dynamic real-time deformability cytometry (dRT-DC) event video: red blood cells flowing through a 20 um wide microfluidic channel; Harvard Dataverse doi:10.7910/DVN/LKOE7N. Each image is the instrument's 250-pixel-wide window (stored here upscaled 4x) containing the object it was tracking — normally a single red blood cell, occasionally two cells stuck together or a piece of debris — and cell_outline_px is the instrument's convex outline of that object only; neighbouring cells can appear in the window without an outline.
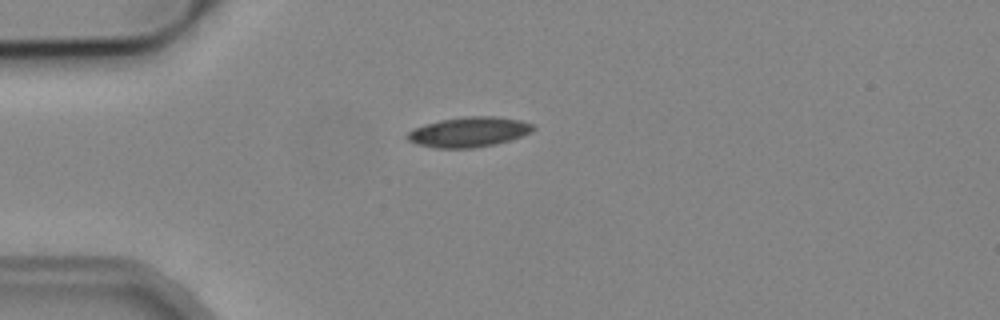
{"species": "common noctule bat (a hibernating species)", "species_latin": "Nyctalus noctula", "temperature_condition": "cold", "stored_images_in_passage": 2, "camera_frame_rate_fps": 3000, "um_per_image_px": 0.085, "animal": {"sex": "male", "body_mass_g": 19.2, "forearm_length_mm": 51.8}, "frame": {"image": 1, "passage_image": 1, "time_ms": 0.0, "image_size_px": [1000, 320], "cell_outline_px": [[536, 128], [532, 132], [508, 140], [492, 144], [472, 148], [432, 148], [416, 144], [408, 140], [404, 136], [408, 132], [424, 124], [440, 120], [464, 116], [496, 116], [520, 120], [536, 124]], "centroid_in_image_um": [39.84, 11.21], "position_along_channel_um": 45.2, "area_um2": 22.08}}
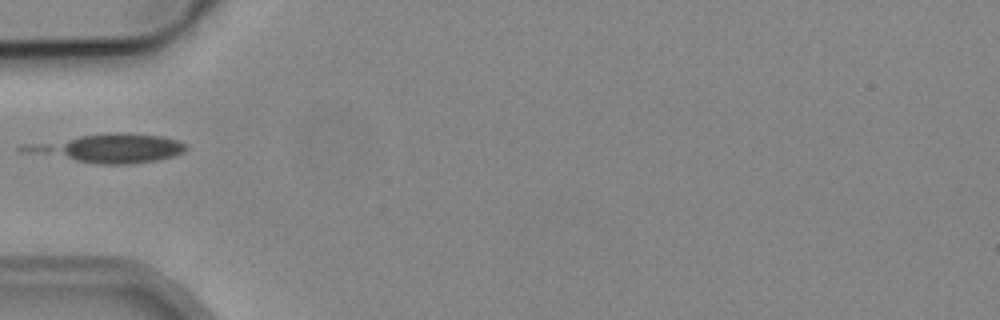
{"frame": {"image": 2, "passage_image": 2, "time_ms": 1.333, "image_size_px": [1000, 320], "cell_outline_px": [[188, 148], [184, 152], [172, 156], [156, 160], [132, 164], [100, 164], [20, 152], [16, 148], [20, 144], [108, 132], [120, 132], [164, 136], [188, 144]], "centroid_in_image_um": [9.18, 12.59], "position_along_channel_um": 75.8, "area_um2": 27.34}}